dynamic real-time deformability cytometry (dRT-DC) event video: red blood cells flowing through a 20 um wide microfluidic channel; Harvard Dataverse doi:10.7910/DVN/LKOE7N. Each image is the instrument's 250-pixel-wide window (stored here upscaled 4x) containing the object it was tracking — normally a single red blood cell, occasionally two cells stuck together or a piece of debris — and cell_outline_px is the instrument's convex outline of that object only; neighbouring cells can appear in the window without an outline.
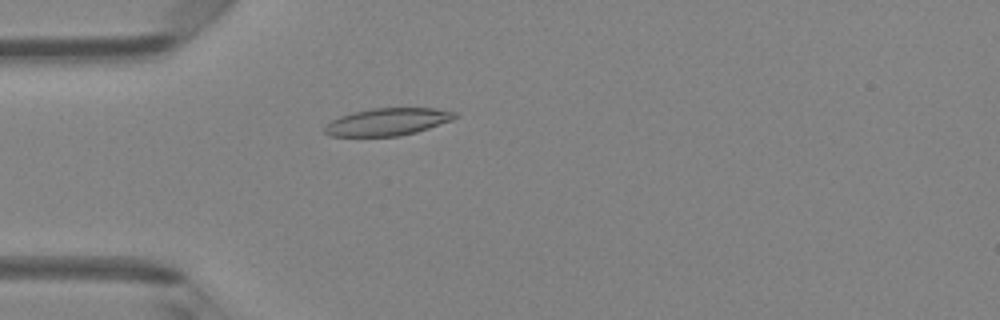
{"species": "Egyptian fruit bat (a non-hibernating species)", "species_latin": "Rousettus aegyptiacus", "temperature_condition": "room temperature", "stored_images_in_passage": 46, "camera_frame_rate_fps": 3000, "um_per_image_px": 0.085, "animal": {"sex": "female"}, "frame": {"image": 1, "passage_image": 12, "time_ms": 3.667, "image_size_px": [1000, 320], "cell_outline_px": [[460, 116], [452, 120], [416, 132], [400, 136], [332, 136], [324, 132], [324, 128], [332, 120], [340, 116], [352, 112], [372, 108], [436, 108], [456, 112]], "centroid_in_image_um": [32.97, 10.35], "position_along_channel_um": 52.0, "area_um2": 20.75}}
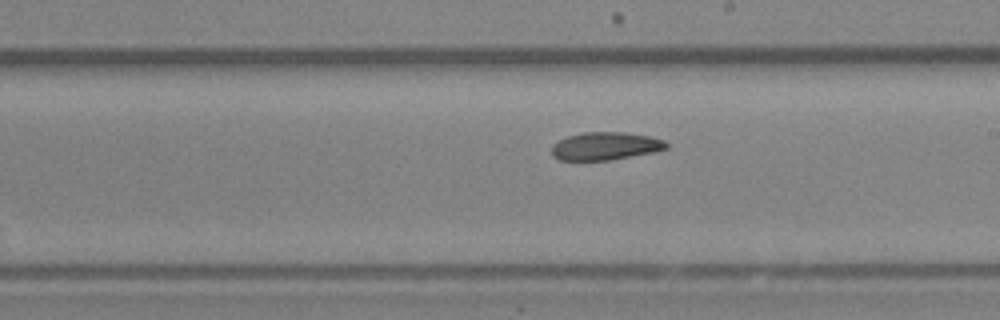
{"frame": {"image": 2, "passage_image": 26, "time_ms": 8.333, "image_size_px": [1000, 320], "cell_outline_px": [[668, 148], [652, 152], [608, 160], [560, 160], [552, 156], [552, 144], [568, 136], [584, 132], [624, 132], [648, 136], [664, 140], [668, 144]], "centroid_in_image_um": [51.44, 12.41], "position_along_channel_um": 237.6, "area_um2": 18.44}}
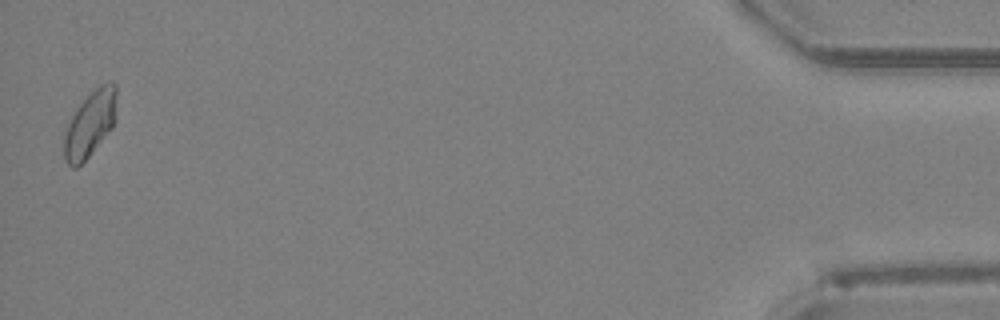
{"frame": {"image": 3, "passage_image": 46, "time_ms": 15.0, "image_size_px": [1000, 320], "cell_outline_px": [[116, 96], [112, 128], [88, 156], [76, 168], [72, 168], [64, 160], [64, 136], [68, 124], [76, 108], [100, 84], [116, 84]], "centroid_in_image_um": [7.62, 10.57], "position_along_channel_um": 427.6, "area_um2": 19.42}, "authors_computed_cell_mechanics": {"area_um2": 19.4786, "velocity_mm_per_s": 4.1861, "shape_relaxation_time_tau1_ms": null, "shape_relaxation_time_tau2_ms": 7.1427, "deformation_change_tau1": null, "deformation_change_tau2": 0.1244}}